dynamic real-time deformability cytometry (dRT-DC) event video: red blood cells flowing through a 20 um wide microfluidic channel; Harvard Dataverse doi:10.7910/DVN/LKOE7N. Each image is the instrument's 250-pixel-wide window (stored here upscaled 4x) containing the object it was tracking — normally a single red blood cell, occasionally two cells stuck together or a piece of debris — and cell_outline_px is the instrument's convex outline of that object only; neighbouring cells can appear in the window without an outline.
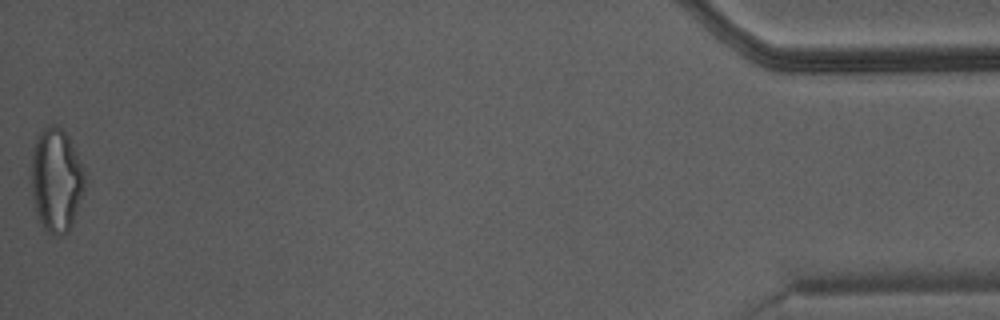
{"species": "Egyptian fruit bat (a non-hibernating species)", "species_latin": "Rousettus aegyptiacus", "temperature_condition": "warm", "stored_images_in_passage": 47, "camera_frame_rate_fps": 3000, "um_per_image_px": 0.085, "animal": {"sex": "male"}, "frame": {"image": 1, "passage_image": 47, "time_ms": 15.333, "image_size_px": [1000, 320], "cell_outline_px": [[84, 192], [72, 224], [68, 232], [64, 236], [56, 236], [44, 232], [36, 212], [32, 196], [32, 148], [36, 136], [48, 124], [56, 124], [68, 136], [84, 168]], "centroid_in_image_um": [4.77, 15.33], "position_along_channel_um": 430.4, "area_um2": 32.66}}